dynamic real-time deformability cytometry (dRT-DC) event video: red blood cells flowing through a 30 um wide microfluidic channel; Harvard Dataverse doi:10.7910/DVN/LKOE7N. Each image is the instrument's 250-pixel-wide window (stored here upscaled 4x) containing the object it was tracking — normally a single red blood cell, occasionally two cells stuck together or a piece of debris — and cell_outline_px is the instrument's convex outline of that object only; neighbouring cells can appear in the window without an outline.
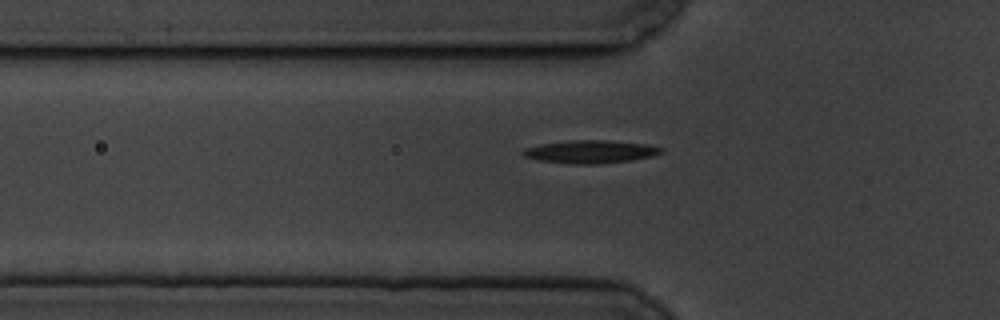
{"species": "common noctule bat (a hibernating species)", "species_latin": "Nyctalus noctula", "temperature_condition": "cold", "stored_images_in_passage": 3, "camera_frame_rate_fps": 3000, "um_per_image_px": 0.085, "animal": {"sex": "male", "body_mass_g": 19.5, "forearm_length_mm": 54.6}, "frame": {"image": 1, "passage_image": 3, "time_ms": 2.333, "image_size_px": [1000, 320], "cell_outline_px": [[664, 152], [652, 156], [632, 160], [596, 164], [572, 164], [540, 160], [524, 156], [520, 152], [524, 148], [540, 144], [568, 140], [608, 140], [648, 144], [664, 148]], "centroid_in_image_um": [50.21, 12.89], "position_along_channel_um": 75.6, "area_um2": 18.61}}